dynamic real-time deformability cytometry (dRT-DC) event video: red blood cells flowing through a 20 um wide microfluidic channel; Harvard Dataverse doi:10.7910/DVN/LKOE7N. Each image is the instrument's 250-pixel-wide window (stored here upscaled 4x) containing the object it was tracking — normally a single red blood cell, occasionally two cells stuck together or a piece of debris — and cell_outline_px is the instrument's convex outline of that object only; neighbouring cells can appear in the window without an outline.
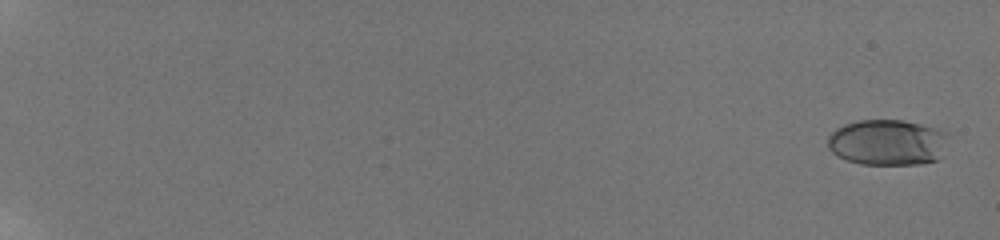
{"species": "human", "species_latin": "Homo sapiens", "temperature_condition": "room temperature", "stored_images_in_passage": 28, "camera_frame_rate_fps": 3000, "um_per_image_px": 0.085, "donor": {"sex": "male"}, "frame": {"image": 1, "passage_image": 1, "time_ms": 0.0, "image_size_px": [1000, 240], "cell_outline_px": [[948, 136], [940, 160], [920, 164], [860, 164], [836, 156], [828, 148], [828, 136], [836, 128], [844, 124], [860, 120], [900, 120], [920, 124], [936, 128], [948, 132]], "centroid_in_image_um": [75.44, 12.11], "position_along_channel_um": 9.6, "area_um2": 32.43}}
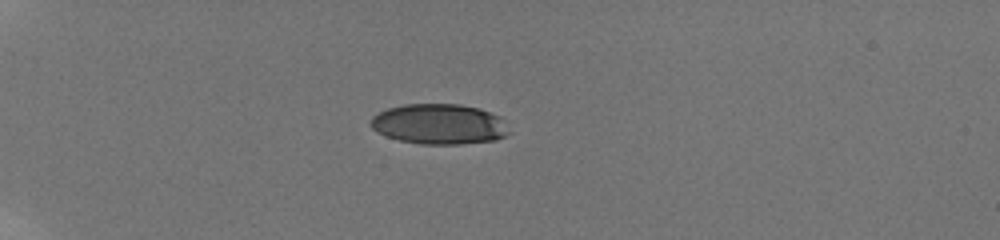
{"frame": {"image": 2, "passage_image": 22, "time_ms": 6.0, "image_size_px": [1000, 240], "cell_outline_px": [[512, 132], [496, 140], [460, 144], [420, 144], [400, 140], [376, 132], [372, 128], [372, 116], [388, 108], [404, 104], [460, 104], [480, 108], [500, 116], [504, 120]], "centroid_in_image_um": [37.39, 10.55], "position_along_channel_um": 47.6, "area_um2": 32.66}}
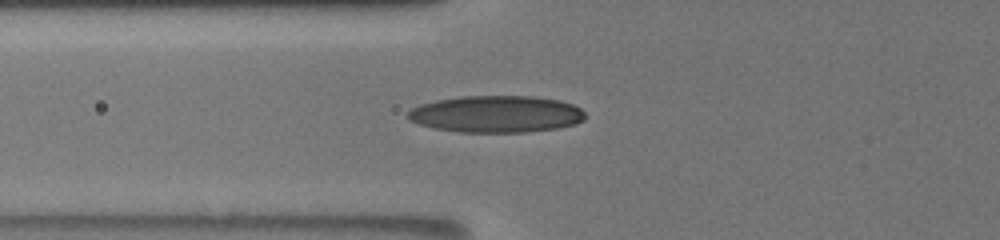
{"frame": {"image": 3, "passage_image": 27, "time_ms": 8.333, "image_size_px": [1000, 240], "cell_outline_px": [[584, 120], [576, 124], [560, 128], [528, 132], [460, 132], [436, 128], [420, 124], [408, 120], [404, 116], [412, 108], [420, 104], [436, 100], [460, 96], [532, 96], [560, 100], [572, 104], [580, 108], [584, 112]], "centroid_in_image_um": [42.18, 9.69], "position_along_channel_um": 83.6, "area_um2": 38.32}}